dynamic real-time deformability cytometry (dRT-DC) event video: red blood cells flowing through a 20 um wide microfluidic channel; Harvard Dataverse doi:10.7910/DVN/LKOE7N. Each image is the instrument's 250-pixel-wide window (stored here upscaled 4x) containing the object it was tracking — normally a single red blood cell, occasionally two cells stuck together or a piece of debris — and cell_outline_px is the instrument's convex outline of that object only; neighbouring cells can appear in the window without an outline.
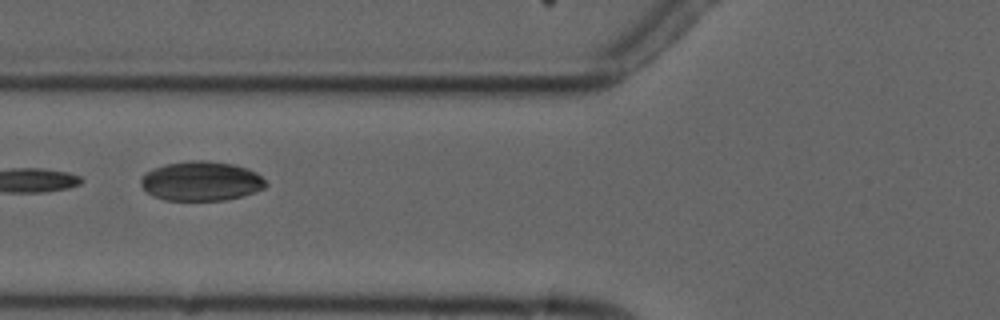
{"species": "common noctule bat (a hibernating species)", "species_latin": "Nyctalus noctula", "temperature_condition": "cold", "stored_images_in_passage": 10, "camera_frame_rate_fps": 3000, "um_per_image_px": 0.085, "animal": {"sex": "male", "forearm_length_mm": 52.5}, "frame": {"image": 1, "passage_image": 5, "time_ms": 5.667, "image_size_px": [1000, 320], "cell_outline_px": [[268, 184], [264, 188], [256, 192], [244, 196], [224, 200], [164, 200], [152, 196], [140, 184], [140, 176], [144, 172], [152, 168], [164, 164], [192, 160], [204, 160], [232, 164], [248, 168], [256, 172]], "centroid_in_image_um": [17.08, 15.39], "position_along_channel_um": 108.7, "area_um2": 29.02}}
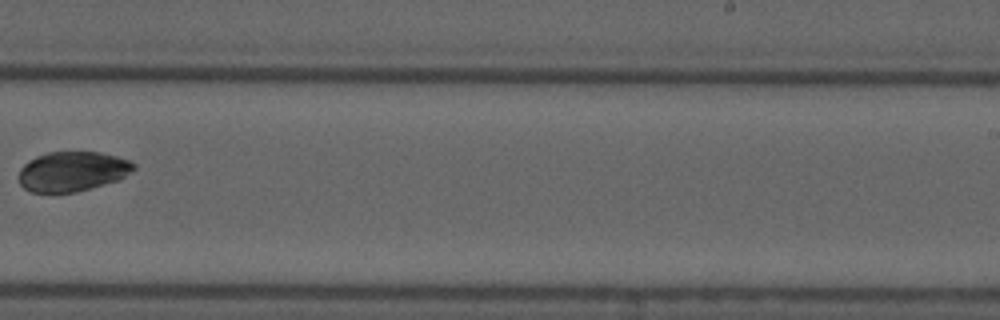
{"frame": {"image": 2, "passage_image": 9, "time_ms": 10.333, "image_size_px": [1000, 320], "cell_outline_px": [[136, 168], [120, 180], [76, 192], [32, 192], [24, 188], [20, 184], [20, 168], [28, 160], [36, 156], [48, 152], [100, 152], [116, 156], [128, 160], [136, 164]], "centroid_in_image_um": [6.17, 14.56], "position_along_channel_um": 282.8, "area_um2": 26.7}}
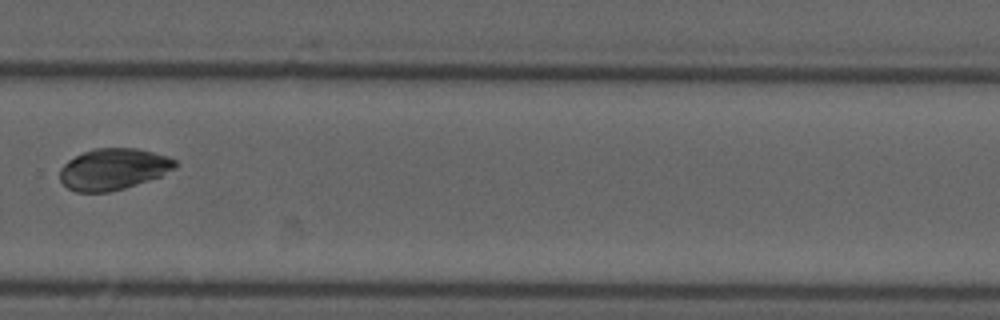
{"frame": {"image": 3, "passage_image": 10, "time_ms": 11.333, "image_size_px": [1000, 320], "cell_outline_px": [[180, 164], [176, 168], [160, 176], [124, 188], [108, 192], [76, 192], [68, 188], [60, 180], [60, 168], [68, 160], [84, 152], [96, 148], [136, 148], [168, 156], [176, 160]], "centroid_in_image_um": [9.65, 14.37], "position_along_channel_um": 320.1, "area_um2": 27.74}}